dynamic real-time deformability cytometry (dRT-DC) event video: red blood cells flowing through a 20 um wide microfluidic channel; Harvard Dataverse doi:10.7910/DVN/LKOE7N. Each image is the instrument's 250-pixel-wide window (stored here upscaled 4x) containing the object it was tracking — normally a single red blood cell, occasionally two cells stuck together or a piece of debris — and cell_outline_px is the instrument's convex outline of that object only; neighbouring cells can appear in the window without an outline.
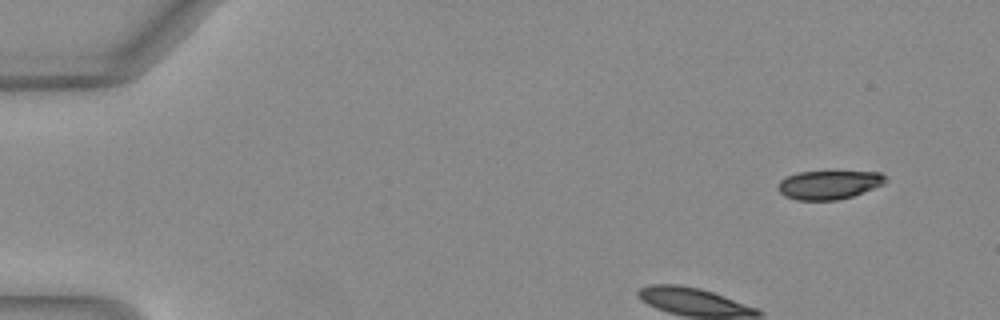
{"species": "Egyptian fruit bat (a non-hibernating species)", "species_latin": "Rousettus aegyptiacus", "temperature_condition": "warm", "stored_images_in_passage": 45, "camera_frame_rate_fps": 3000, "um_per_image_px": 0.085, "animal": {"sex": "female"}, "frame": {"image": 1, "passage_image": 1, "time_ms": 0.0, "image_size_px": [1000, 320], "cell_outline_px": [[888, 180], [884, 184], [852, 196], [836, 200], [796, 200], [784, 196], [776, 188], [780, 180], [796, 172], [880, 172], [888, 176]], "centroid_in_image_um": [70.46, 15.71], "position_along_channel_um": 14.5, "area_um2": 18.03}, "authors_computed_cell_mechanics": {"area_um2": 20.2878, "velocity_mm_per_s": 4.0159, "shape_relaxation_time_tau1_ms": 4.7103, "shape_relaxation_time_tau2_ms": null, "deformation_change_tau1": 0.1549, "deformation_change_tau2": null}}